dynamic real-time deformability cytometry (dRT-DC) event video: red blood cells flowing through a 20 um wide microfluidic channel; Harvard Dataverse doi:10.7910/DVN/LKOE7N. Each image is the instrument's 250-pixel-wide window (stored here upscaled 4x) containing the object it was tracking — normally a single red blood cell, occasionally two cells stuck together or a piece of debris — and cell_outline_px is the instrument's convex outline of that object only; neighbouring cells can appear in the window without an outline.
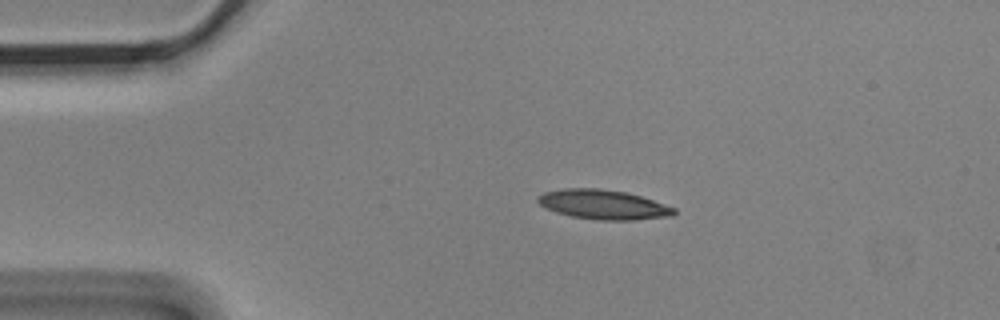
{"species": "Egyptian fruit bat (a non-hibernating species)", "species_latin": "Rousettus aegyptiacus", "temperature_condition": "cold", "stored_images_in_passage": 3, "camera_frame_rate_fps": 3000, "um_per_image_px": 0.085, "animal": {"sex": "male"}, "frame": {"image": 1, "passage_image": 1, "time_ms": 0.0, "image_size_px": [1000, 320], "cell_outline_px": [[676, 212], [672, 216], [632, 220], [596, 220], [572, 216], [556, 212], [540, 204], [536, 200], [536, 196], [544, 192], [564, 188], [600, 188], [624, 192], [640, 196], [676, 208]], "centroid_in_image_um": [51.26, 17.38], "position_along_channel_um": 33.7, "area_um2": 23.35}}
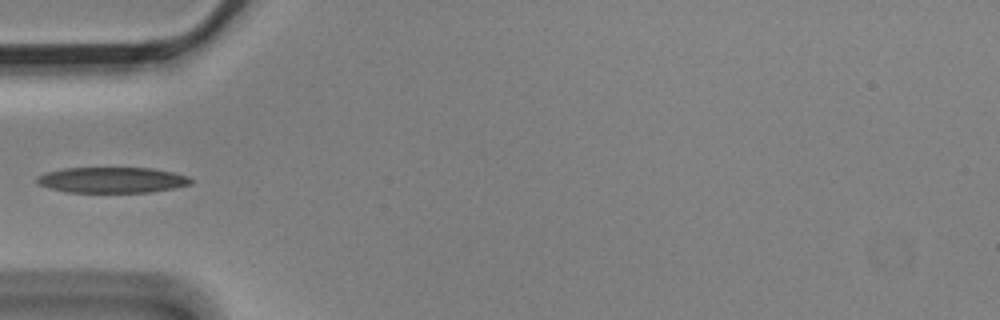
{"frame": {"image": 2, "passage_image": 3, "time_ms": 0.667, "image_size_px": [1000, 320], "cell_outline_px": [[192, 184], [176, 188], [148, 192], [68, 192], [48, 188], [40, 184], [36, 180], [36, 176], [48, 172], [64, 168], [152, 168], [172, 172], [188, 176], [192, 180]], "centroid_in_image_um": [9.55, 15.3], "position_along_channel_um": 75.5, "area_um2": 23.0}}